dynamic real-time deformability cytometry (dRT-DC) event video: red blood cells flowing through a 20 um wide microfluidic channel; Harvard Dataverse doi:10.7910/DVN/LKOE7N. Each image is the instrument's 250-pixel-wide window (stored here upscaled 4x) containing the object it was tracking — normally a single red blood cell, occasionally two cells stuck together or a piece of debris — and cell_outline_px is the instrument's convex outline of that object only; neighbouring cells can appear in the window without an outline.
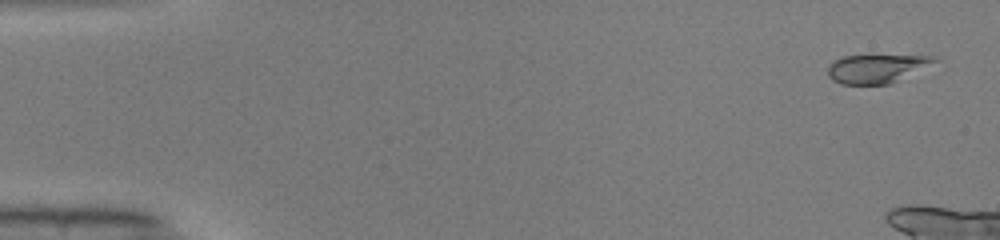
{"species": "common noctule bat (a hibernating species)", "species_latin": "Nyctalus noctula", "temperature_condition": "warm", "stored_images_in_passage": 41, "camera_frame_rate_fps": 3000, "um_per_image_px": 0.085, "animal": {"sex": "male", "body_mass_g": 19.0, "forearm_length_mm": 50.8}, "frame": {"image": 1, "passage_image": 2, "time_ms": 0.333, "image_size_px": [1000, 240], "cell_outline_px": [[940, 60], [892, 84], [840, 84], [832, 80], [828, 76], [828, 64], [832, 60], [844, 56], [936, 56]], "centroid_in_image_um": [74.49, 5.84], "position_along_channel_um": 10.5, "area_um2": 17.8}}
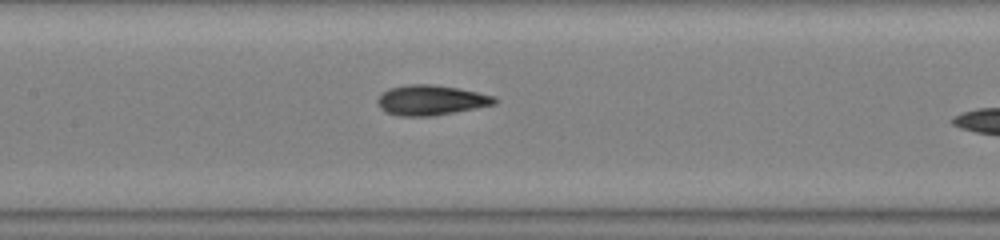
{"frame": {"image": 2, "passage_image": 24, "time_ms": 7.667, "image_size_px": [1000, 240], "cell_outline_px": [[500, 100], [496, 104], [476, 108], [432, 116], [400, 116], [388, 112], [380, 108], [376, 100], [380, 92], [388, 88], [408, 84], [432, 84], [460, 88], [496, 96]], "centroid_in_image_um": [36.65, 8.5], "position_along_channel_um": 170.8, "area_um2": 20.81}}
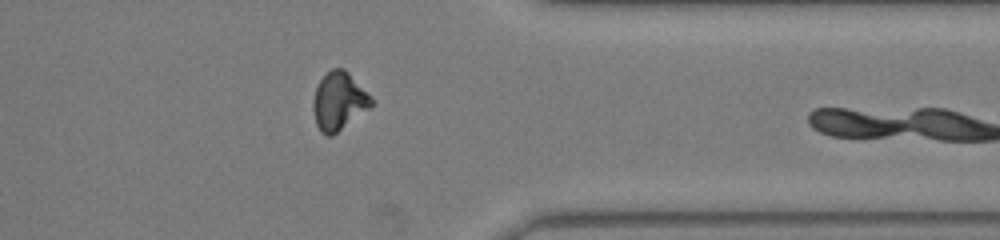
{"frame": {"image": 3, "passage_image": 40, "time_ms": 13.0, "image_size_px": [1000, 240], "cell_outline_px": [[372, 104], [368, 108], [332, 136], [328, 136], [320, 132], [316, 124], [312, 108], [312, 100], [316, 88], [320, 80], [332, 68], [344, 68], [372, 96]], "centroid_in_image_um": [28.77, 8.59], "position_along_channel_um": 382.6, "area_um2": 19.48}}